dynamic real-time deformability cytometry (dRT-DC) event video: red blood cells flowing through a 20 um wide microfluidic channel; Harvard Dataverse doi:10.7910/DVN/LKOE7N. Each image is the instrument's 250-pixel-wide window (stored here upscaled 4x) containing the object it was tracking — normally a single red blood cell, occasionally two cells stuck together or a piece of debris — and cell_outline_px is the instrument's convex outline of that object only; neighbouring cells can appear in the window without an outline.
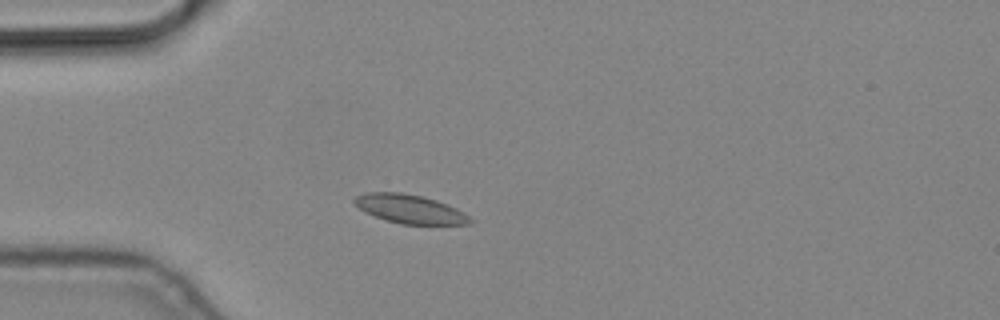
{"species": "common noctule bat (a hibernating species)", "species_latin": "Nyctalus noctula", "temperature_condition": "cold", "stored_images_in_passage": 7, "camera_frame_rate_fps": 3000, "um_per_image_px": 0.085, "animal": {"sex": "male", "body_mass_g": 19.2, "forearm_length_mm": 51.8}, "frame": {"image": 1, "passage_image": 4, "time_ms": 1.0, "image_size_px": [1000, 320], "cell_outline_px": [[472, 224], [400, 224], [384, 220], [364, 212], [352, 200], [356, 196], [364, 192], [400, 192], [420, 196], [436, 200], [456, 208], [464, 212], [472, 220]], "centroid_in_image_um": [34.81, 17.77], "position_along_channel_um": 50.2, "area_um2": 19.36}}
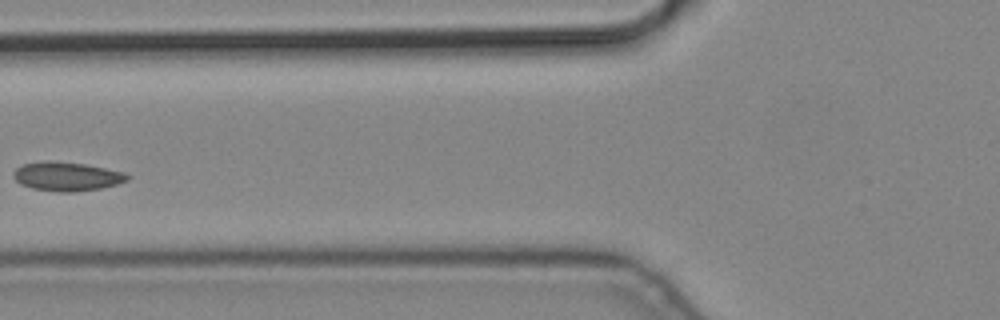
{"frame": {"image": 2, "passage_image": 6, "time_ms": 1.667, "image_size_px": [1000, 320], "cell_outline_px": [[132, 176], [128, 180], [116, 184], [100, 188], [72, 192], [60, 192], [32, 188], [20, 184], [12, 176], [12, 172], [16, 168], [24, 164], [44, 160], [52, 160], [84, 164], [124, 172]], "centroid_in_image_um": [5.65, 14.98], "position_along_channel_um": 120.1, "area_um2": 19.25}}
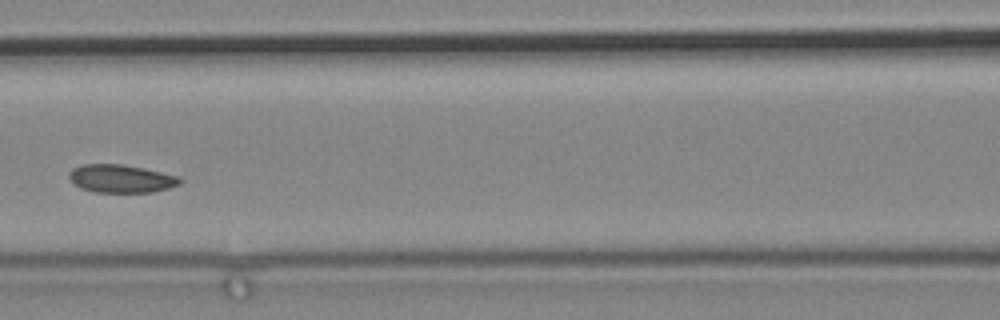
{"frame": {"image": 3, "passage_image": 7, "time_ms": 2.0, "image_size_px": [1000, 320], "cell_outline_px": [[184, 180], [180, 184], [168, 188], [152, 192], [96, 192], [80, 188], [72, 184], [68, 176], [68, 172], [72, 168], [80, 164], [120, 164], [144, 168], [180, 176]], "centroid_in_image_um": [10.27, 15.18], "position_along_channel_um": 156.3, "area_um2": 18.38}}